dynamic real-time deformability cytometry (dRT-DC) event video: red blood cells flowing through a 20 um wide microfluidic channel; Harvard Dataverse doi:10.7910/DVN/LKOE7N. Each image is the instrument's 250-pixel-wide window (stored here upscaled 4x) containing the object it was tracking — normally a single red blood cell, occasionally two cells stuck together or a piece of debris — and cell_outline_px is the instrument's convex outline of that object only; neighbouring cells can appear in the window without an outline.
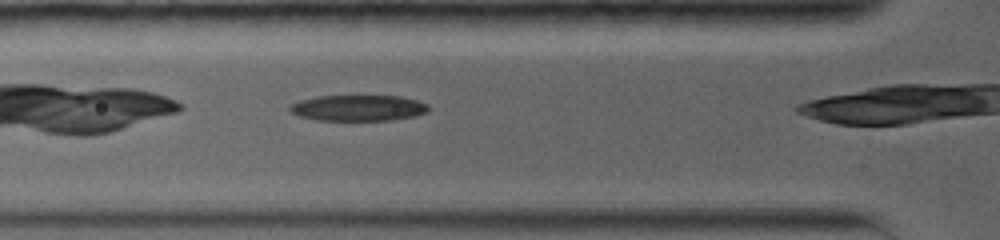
{"species": "common noctule bat (a hibernating species)", "species_latin": "Nyctalus noctula", "temperature_condition": "warm", "stored_images_in_passage": 37, "camera_frame_rate_fps": 5000, "um_per_image_px": 0.085, "animal": {"sex": "female", "body_mass_g": 19.0, "forearm_length_mm": 56.7}, "frame": {"image": 1, "passage_image": 5, "time_ms": 1.0, "image_size_px": [1000, 240], "cell_outline_px": [[428, 112], [416, 116], [392, 120], [316, 120], [300, 116], [292, 112], [288, 108], [292, 104], [300, 100], [316, 96], [400, 96], [416, 100], [428, 104]], "centroid_in_image_um": [30.47, 9.17], "position_along_channel_um": 95.3, "area_um2": 20.92}}
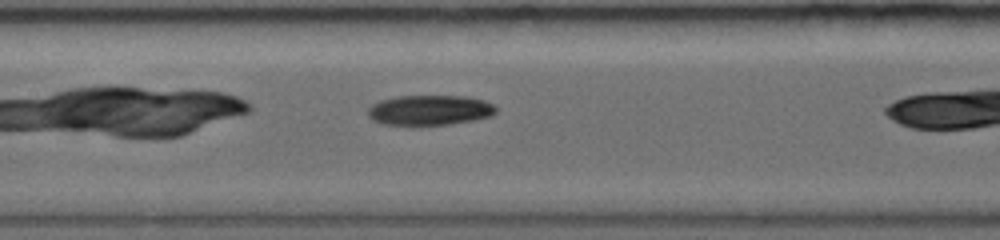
{"frame": {"image": 2, "passage_image": 15, "time_ms": 3.0, "image_size_px": [1000, 240], "cell_outline_px": [[496, 112], [492, 116], [472, 120], [448, 124], [420, 128], [408, 128], [380, 124], [372, 120], [368, 116], [368, 108], [372, 104], [380, 100], [400, 96], [468, 96], [484, 100], [492, 104], [496, 108]], "centroid_in_image_um": [36.45, 9.41], "position_along_channel_um": 170.9, "area_um2": 23.47}}
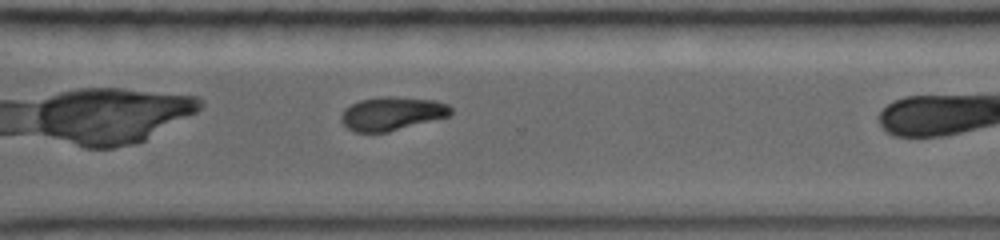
{"frame": {"image": 3, "passage_image": 34, "time_ms": 7.4, "image_size_px": [1000, 240], "cell_outline_px": [[452, 112], [448, 116], [388, 132], [356, 132], [348, 128], [340, 120], [340, 116], [344, 108], [360, 100], [384, 96], [392, 96], [436, 100], [448, 104], [452, 108]], "centroid_in_image_um": [33.31, 9.64], "position_along_channel_um": 337.3, "area_um2": 21.39}}